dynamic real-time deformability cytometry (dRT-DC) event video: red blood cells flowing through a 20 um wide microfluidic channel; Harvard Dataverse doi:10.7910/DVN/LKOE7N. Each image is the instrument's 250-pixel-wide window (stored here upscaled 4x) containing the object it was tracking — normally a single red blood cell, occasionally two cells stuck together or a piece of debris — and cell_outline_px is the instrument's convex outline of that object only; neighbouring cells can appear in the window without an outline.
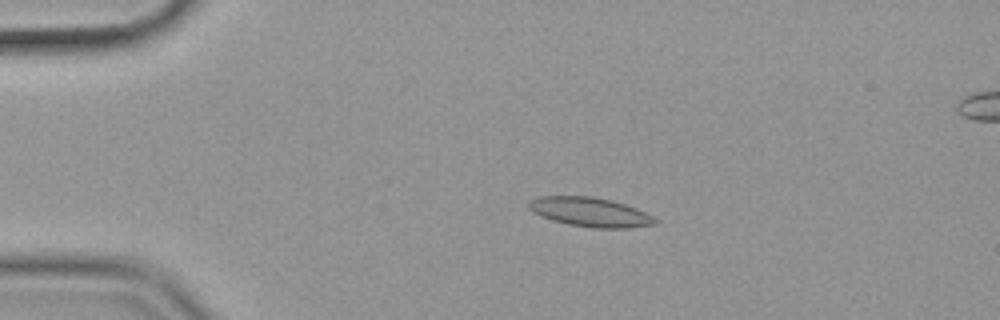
{"species": "common noctule bat (a hibernating species)", "species_latin": "Nyctalus noctula", "temperature_condition": "cold", "stored_images_in_passage": 56, "camera_frame_rate_fps": 3000, "um_per_image_px": 0.085, "animal": {"sex": "female", "body_mass_g": 19.9}, "frame": {"image": 1, "passage_image": 12, "time_ms": 3.667, "image_size_px": [1000, 320], "cell_outline_px": [[656, 224], [628, 228], [596, 228], [568, 224], [552, 220], [540, 216], [532, 212], [528, 208], [528, 200], [540, 196], [592, 196], [612, 200], [636, 208], [652, 216], [656, 220]], "centroid_in_image_um": [50.11, 18.02], "position_along_channel_um": 34.9, "area_um2": 21.56}}
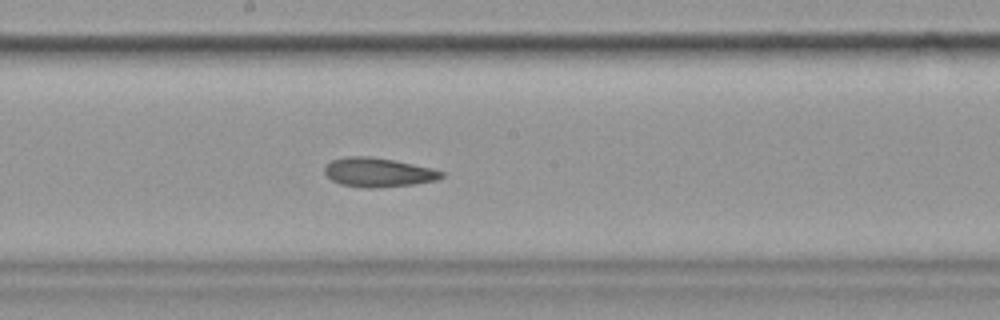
{"frame": {"image": 2, "passage_image": 31, "time_ms": 10.0, "image_size_px": [1000, 320], "cell_outline_px": [[444, 176], [436, 180], [412, 184], [380, 188], [364, 188], [340, 184], [332, 180], [324, 172], [324, 168], [332, 160], [348, 156], [368, 156], [392, 160], [432, 168], [444, 172]], "centroid_in_image_um": [32.14, 14.66], "position_along_channel_um": 216.1, "area_um2": 19.71}}
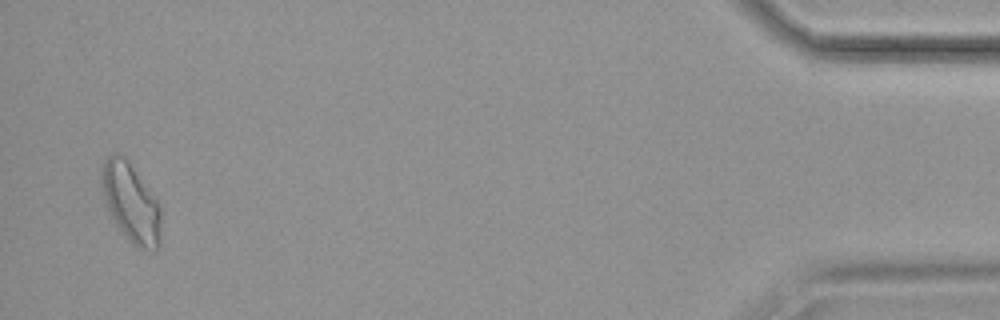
{"frame": {"image": 3, "passage_image": 55, "time_ms": 18.0, "image_size_px": [1000, 320], "cell_outline_px": [[160, 244], [156, 252], [152, 252], [136, 248], [124, 236], [116, 224], [108, 208], [100, 184], [100, 168], [104, 160], [112, 152], [124, 156], [128, 160], [156, 200], [160, 208]], "centroid_in_image_um": [11.11, 17.26], "position_along_channel_um": 424.1, "area_um2": 27.46}, "authors_computed_cell_mechanics": {"area_um2": 20.8369, "velocity_mm_per_s": 3.5709, "shape_relaxation_time_tau1_ms": null, "shape_relaxation_time_tau2_ms": 3.7485, "deformation_change_tau1": null, "deformation_change_tau2": 0.0988}}